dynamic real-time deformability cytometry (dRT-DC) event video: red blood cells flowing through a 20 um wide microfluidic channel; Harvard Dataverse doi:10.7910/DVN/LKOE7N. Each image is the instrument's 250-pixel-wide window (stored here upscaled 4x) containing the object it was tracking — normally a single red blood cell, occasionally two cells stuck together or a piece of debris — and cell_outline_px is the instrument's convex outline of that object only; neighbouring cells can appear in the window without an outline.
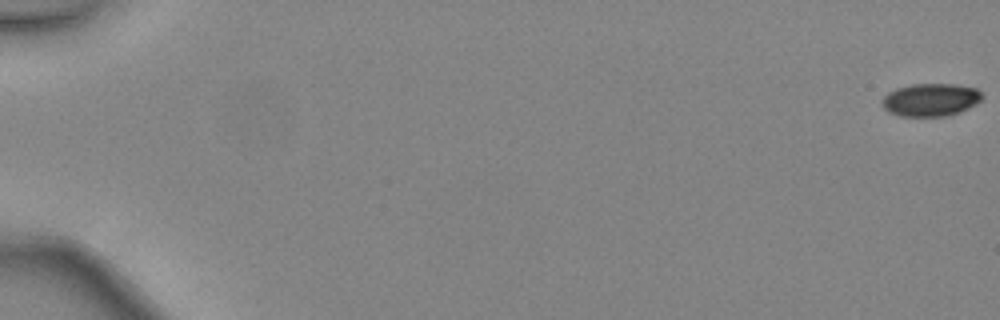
{"species": "common noctule bat (a hibernating species)", "species_latin": "Nyctalus noctula", "temperature_condition": "warm", "stored_images_in_passage": 49, "camera_frame_rate_fps": 3000, "um_per_image_px": 0.085, "animal": {"sex": "female", "body_mass_g": 24.6, "forearm_length_mm": 56.2}, "frame": {"image": 1, "passage_image": 1, "time_ms": 0.0, "image_size_px": [1000, 320], "cell_outline_px": [[984, 96], [976, 104], [960, 112], [944, 116], [900, 116], [888, 112], [880, 104], [880, 100], [888, 92], [896, 88], [912, 84], [956, 84], [976, 88]], "centroid_in_image_um": [79.07, 8.48], "position_along_channel_um": 5.9, "area_um2": 19.31}}
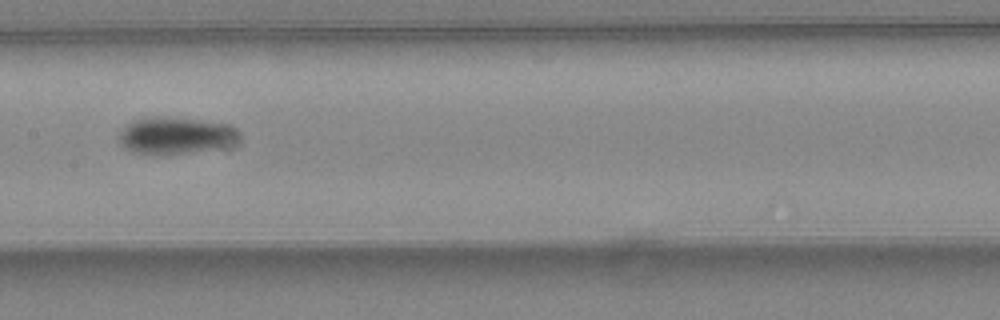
{"frame": {"image": 2, "passage_image": 27, "time_ms": 8.667, "image_size_px": [1000, 320], "cell_outline_px": [[236, 140], [232, 144], [224, 148], [152, 156], [132, 152], [124, 148], [120, 144], [120, 132], [132, 120], [144, 116], [160, 116], [196, 120], [228, 124], [236, 128]], "centroid_in_image_um": [14.86, 11.53], "position_along_channel_um": 192.5, "area_um2": 26.01}}
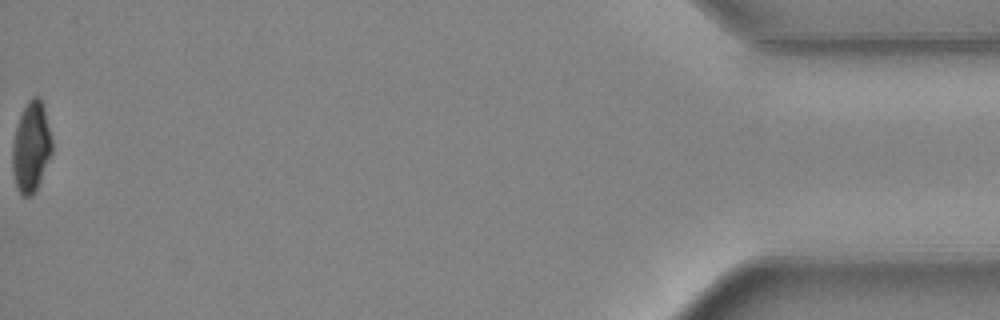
{"frame": {"image": 3, "passage_image": 49, "time_ms": 16.0, "image_size_px": [1000, 320], "cell_outline_px": [[52, 152], [36, 188], [32, 196], [20, 196], [16, 188], [12, 172], [12, 144], [16, 128], [20, 116], [28, 100], [32, 96], [40, 96], [44, 108], [52, 140]], "centroid_in_image_um": [2.63, 12.51], "position_along_channel_um": 432.6, "area_um2": 20.75}, "authors_computed_cell_mechanics": {"area_um2": 22.0796, "velocity_mm_per_s": 4.4893, "shape_relaxation_time_tau1_ms": 5.145, "shape_relaxation_time_tau2_ms": null, "deformation_change_tau1": 0.1362, "deformation_change_tau2": null}}